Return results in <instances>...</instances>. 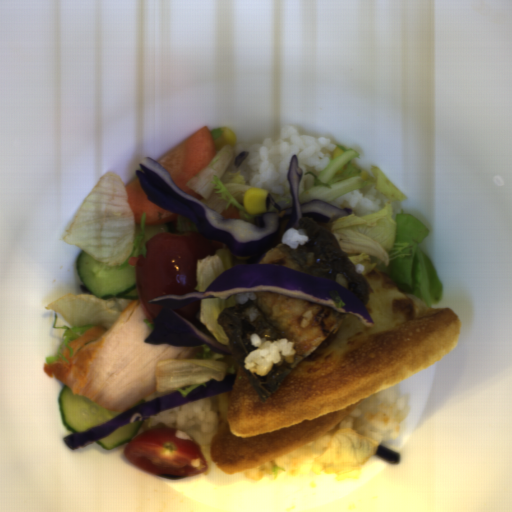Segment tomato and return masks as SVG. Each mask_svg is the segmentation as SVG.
<instances>
[{
  "label": "tomato",
  "mask_w": 512,
  "mask_h": 512,
  "mask_svg": "<svg viewBox=\"0 0 512 512\" xmlns=\"http://www.w3.org/2000/svg\"><path fill=\"white\" fill-rule=\"evenodd\" d=\"M145 244L146 253L138 254L135 265L136 288L146 319L154 323L163 306L149 301L164 295L197 293V260L213 256L226 243L196 231H168L154 235Z\"/></svg>",
  "instance_id": "obj_1"
},
{
  "label": "tomato",
  "mask_w": 512,
  "mask_h": 512,
  "mask_svg": "<svg viewBox=\"0 0 512 512\" xmlns=\"http://www.w3.org/2000/svg\"><path fill=\"white\" fill-rule=\"evenodd\" d=\"M174 427H154L124 447L125 458L154 475L191 477L208 470L200 443L176 436Z\"/></svg>",
  "instance_id": "obj_2"
},
{
  "label": "tomato",
  "mask_w": 512,
  "mask_h": 512,
  "mask_svg": "<svg viewBox=\"0 0 512 512\" xmlns=\"http://www.w3.org/2000/svg\"><path fill=\"white\" fill-rule=\"evenodd\" d=\"M200 300L192 301L182 307L171 309L186 320H192L197 317L200 309Z\"/></svg>",
  "instance_id": "obj_3"
}]
</instances>
